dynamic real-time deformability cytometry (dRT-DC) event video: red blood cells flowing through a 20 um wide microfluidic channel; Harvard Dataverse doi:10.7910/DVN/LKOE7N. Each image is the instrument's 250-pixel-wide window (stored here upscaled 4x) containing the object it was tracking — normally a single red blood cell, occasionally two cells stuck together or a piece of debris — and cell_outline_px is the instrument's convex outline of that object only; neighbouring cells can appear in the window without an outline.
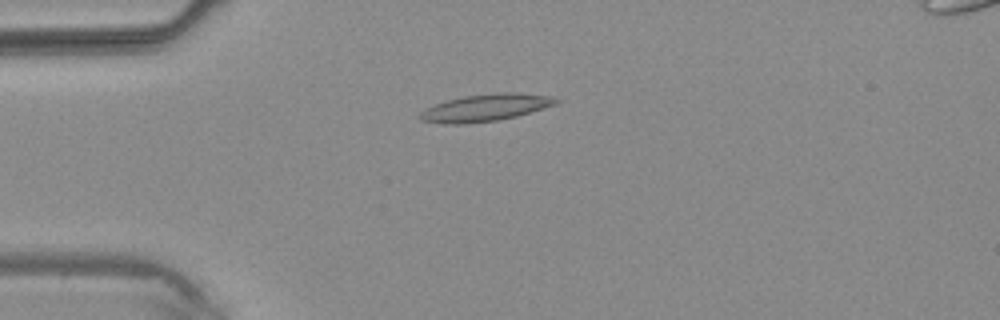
{"species": "common noctule bat (a hibernating species)", "species_latin": "Nyctalus noctula", "temperature_condition": "warm", "stored_images_in_passage": 4, "camera_frame_rate_fps": 3000, "um_per_image_px": 0.085, "animal": {"sex": "male", "body_mass_g": 20.4}, "frame": {"image": 1, "passage_image": 3, "time_ms": 2.333, "image_size_px": [1000, 320], "cell_outline_px": [[564, 100], [556, 104], [516, 116], [496, 120], [464, 124], [444, 124], [420, 120], [416, 116], [424, 108], [448, 100], [464, 96], [496, 92], [520, 92], [552, 96]], "centroid_in_image_um": [41.27, 9.14], "position_along_channel_um": 43.7, "area_um2": 21.68}}